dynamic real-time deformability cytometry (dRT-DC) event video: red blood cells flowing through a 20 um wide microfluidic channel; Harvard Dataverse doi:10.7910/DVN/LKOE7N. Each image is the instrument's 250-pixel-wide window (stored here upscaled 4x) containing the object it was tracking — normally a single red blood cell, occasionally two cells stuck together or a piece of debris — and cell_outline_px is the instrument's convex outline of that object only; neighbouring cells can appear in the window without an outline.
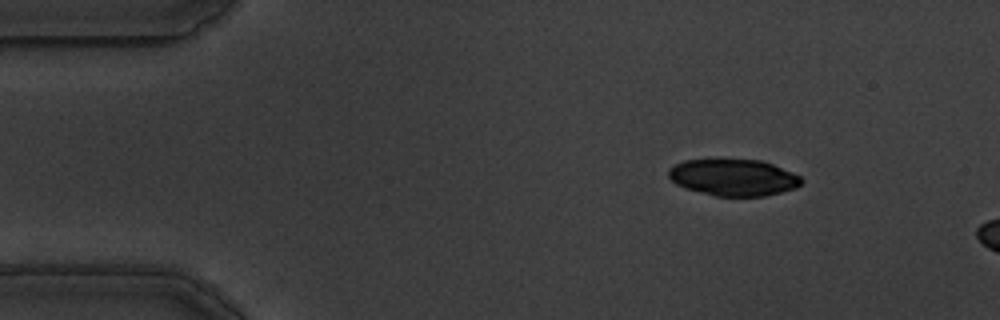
{"species": "common noctule bat (a hibernating species)", "species_latin": "Nyctalus noctula", "temperature_condition": "warm", "stored_images_in_passage": 49, "camera_frame_rate_fps": 3000, "um_per_image_px": 0.085, "animal": {"sex": "male", "body_mass_g": 19.5, "forearm_length_mm": 54.6}, "frame": {"image": 1, "passage_image": 1, "time_ms": 0.0, "image_size_px": [1000, 320], "cell_outline_px": [[804, 180], [796, 188], [764, 196], [716, 196], [684, 188], [676, 184], [668, 176], [668, 168], [684, 160], [760, 160], [772, 164], [792, 172], [800, 176]], "centroid_in_image_um": [62.33, 15.09], "position_along_channel_um": 22.7, "area_um2": 28.21}}
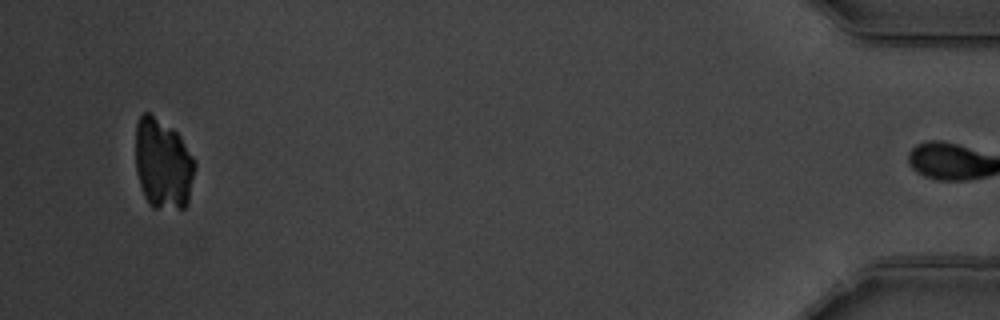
{"frame": {"image": 2, "passage_image": 48, "time_ms": 15.667, "image_size_px": [1000, 320], "cell_outline_px": [[196, 164], [188, 204], [184, 208], [152, 208], [148, 204], [144, 196], [136, 172], [136, 124], [140, 116], [144, 112], [148, 112], [172, 128], [180, 136], [196, 160]], "centroid_in_image_um": [13.86, 13.94], "position_along_channel_um": 421.3, "area_um2": 31.5}}